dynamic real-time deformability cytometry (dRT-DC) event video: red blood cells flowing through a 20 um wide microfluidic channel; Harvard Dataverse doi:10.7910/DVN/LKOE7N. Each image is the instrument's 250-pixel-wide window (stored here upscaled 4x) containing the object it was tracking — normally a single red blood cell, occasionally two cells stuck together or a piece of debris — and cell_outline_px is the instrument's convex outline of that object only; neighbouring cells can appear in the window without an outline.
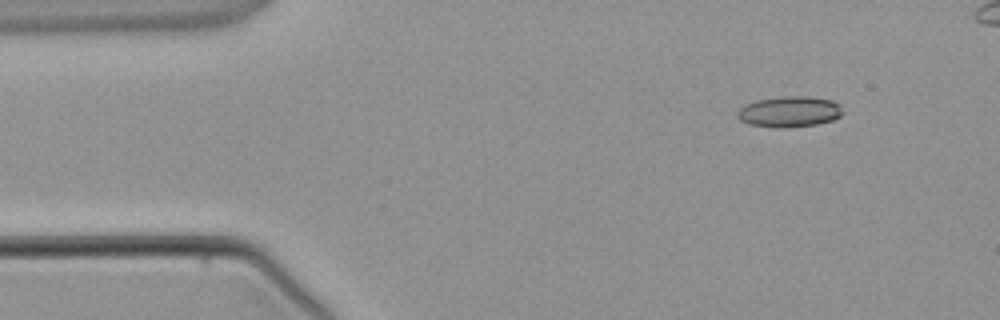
{"species": "common noctule bat (a hibernating species)", "species_latin": "Nyctalus noctula", "temperature_condition": "warm", "stored_images_in_passage": 4, "camera_frame_rate_fps": 3000, "um_per_image_px": 0.085, "animal": {"sex": "male", "body_mass_g": 21.5, "forearm_length_mm": 52.0}, "frame": {"image": 1, "passage_image": 1, "time_ms": 0.0, "image_size_px": [1000, 320], "cell_outline_px": [[844, 112], [840, 116], [832, 120], [816, 124], [788, 128], [776, 128], [748, 124], [740, 120], [736, 116], [736, 112], [744, 104], [756, 100], [780, 96], [808, 96], [832, 100], [840, 104]], "centroid_in_image_um": [67.08, 9.49], "position_along_channel_um": 17.9, "area_um2": 19.25}}
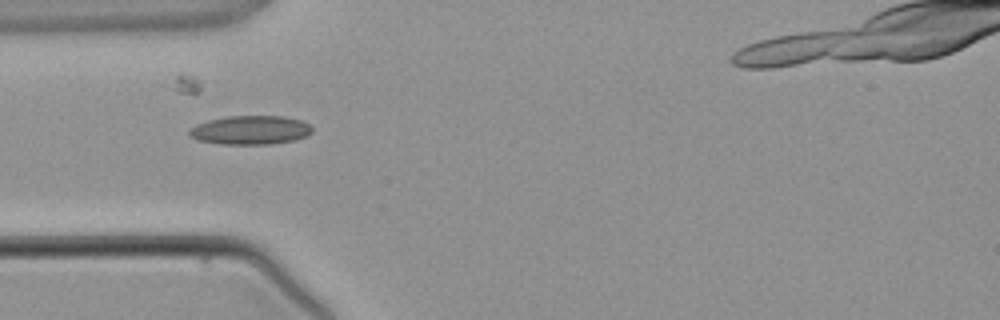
{"frame": {"image": 2, "passage_image": 3, "time_ms": 2.667, "image_size_px": [1000, 320], "cell_outline_px": [[312, 132], [308, 136], [292, 140], [268, 144], [220, 144], [196, 140], [188, 136], [188, 132], [196, 124], [208, 120], [228, 116], [284, 116], [300, 120], [308, 124], [312, 128]], "centroid_in_image_um": [21.26, 11.06], "position_along_channel_um": 63.7, "area_um2": 20.69}}
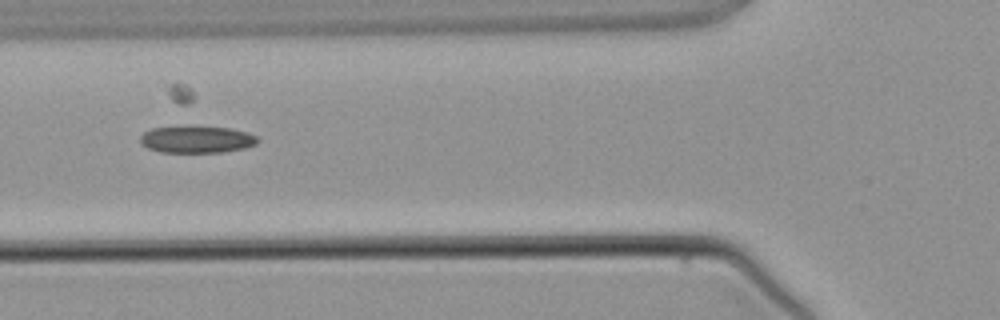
{"frame": {"image": 3, "passage_image": 4, "time_ms": 3.667, "image_size_px": [1000, 320], "cell_outline_px": [[260, 140], [256, 144], [244, 148], [224, 152], [160, 152], [148, 148], [140, 144], [140, 136], [144, 132], [152, 128], [232, 128], [248, 132], [256, 136]], "centroid_in_image_um": [16.74, 11.88], "position_along_channel_um": 109.1, "area_um2": 18.03}}